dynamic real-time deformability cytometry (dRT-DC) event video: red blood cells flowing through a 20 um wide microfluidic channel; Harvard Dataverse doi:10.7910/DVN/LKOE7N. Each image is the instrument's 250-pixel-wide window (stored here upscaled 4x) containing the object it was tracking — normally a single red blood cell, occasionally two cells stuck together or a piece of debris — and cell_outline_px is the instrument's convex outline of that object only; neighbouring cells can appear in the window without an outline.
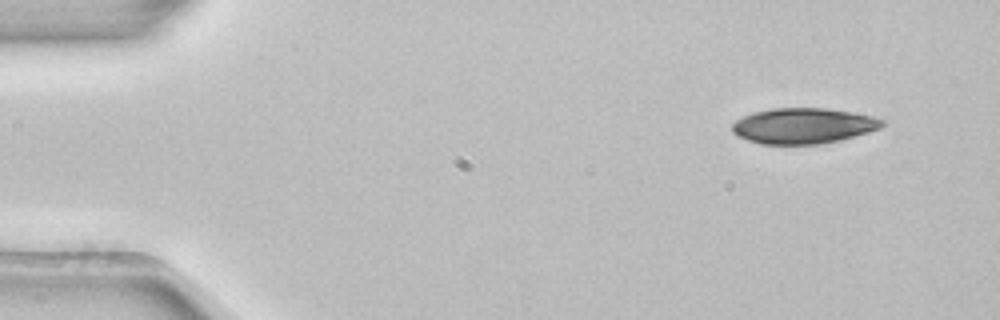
{"species": "common noctule bat (a hibernating species)", "species_latin": "Nyctalus noctula", "temperature_condition": "room temperature", "stored_images_in_passage": 4, "camera_frame_rate_fps": 3000, "um_per_image_px": 0.085, "animal": {"sex": "female", "body_mass_g": 22.7, "forearm_length_mm": 54.2}, "frame": {"image": 1, "passage_image": 1, "time_ms": 0.0, "image_size_px": [1000, 320], "cell_outline_px": [[888, 124], [880, 128], [868, 132], [840, 140], [820, 144], [760, 144], [748, 140], [732, 132], [732, 124], [736, 120], [752, 112], [772, 108], [824, 108], [852, 112], [872, 116], [888, 120]], "centroid_in_image_um": [68.32, 10.69], "position_along_channel_um": 16.7, "area_um2": 31.27}}